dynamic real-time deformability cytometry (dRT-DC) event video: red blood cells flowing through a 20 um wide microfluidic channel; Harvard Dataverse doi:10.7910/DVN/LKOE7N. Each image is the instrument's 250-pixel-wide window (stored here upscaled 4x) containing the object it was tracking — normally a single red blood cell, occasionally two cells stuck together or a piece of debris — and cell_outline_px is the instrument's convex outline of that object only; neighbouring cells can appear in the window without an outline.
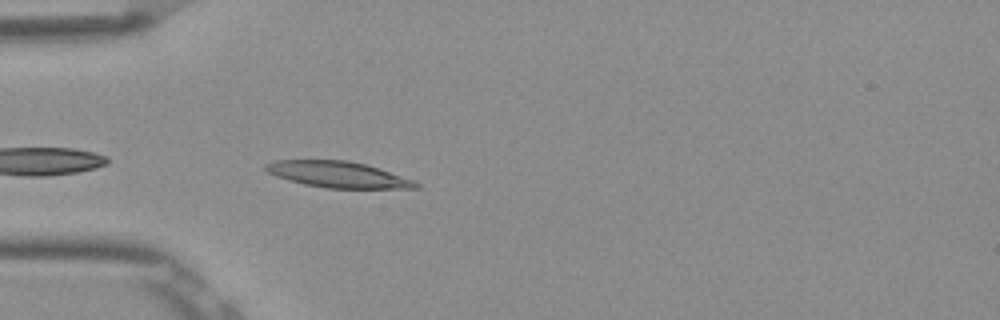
{"species": "Egyptian fruit bat (a non-hibernating species)", "species_latin": "Rousettus aegyptiacus", "temperature_condition": "room temperature", "stored_images_in_passage": 37, "camera_frame_rate_fps": 3000, "um_per_image_px": 0.085, "frame": {"image": 1, "passage_image": 2, "time_ms": 0.333, "image_size_px": [1000, 320], "cell_outline_px": [[420, 188], [328, 188], [304, 184], [288, 180], [276, 176], [268, 172], [264, 168], [264, 164], [276, 160], [348, 160], [364, 164], [412, 180], [420, 184]], "centroid_in_image_um": [28.66, 14.83], "position_along_channel_um": 56.3, "area_um2": 22.48}}
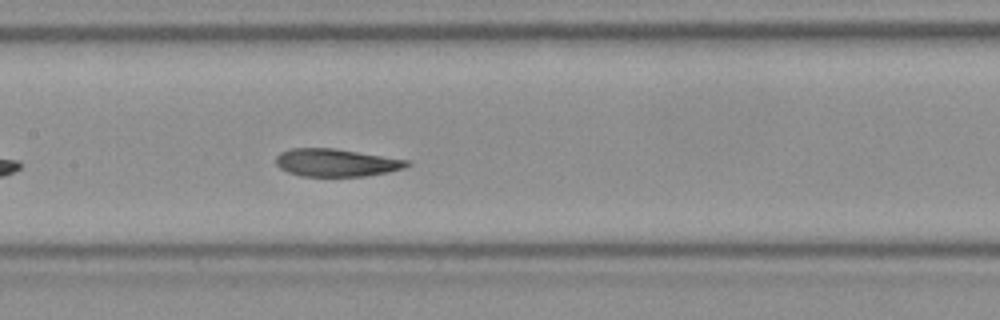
{"frame": {"image": 2, "passage_image": 12, "time_ms": 3.667, "image_size_px": [1000, 320], "cell_outline_px": [[412, 164], [404, 168], [388, 172], [364, 176], [300, 176], [288, 172], [280, 168], [276, 164], [276, 156], [280, 152], [292, 148], [336, 148], [408, 160]], "centroid_in_image_um": [28.57, 13.82], "position_along_channel_um": 178.8, "area_um2": 21.21}}
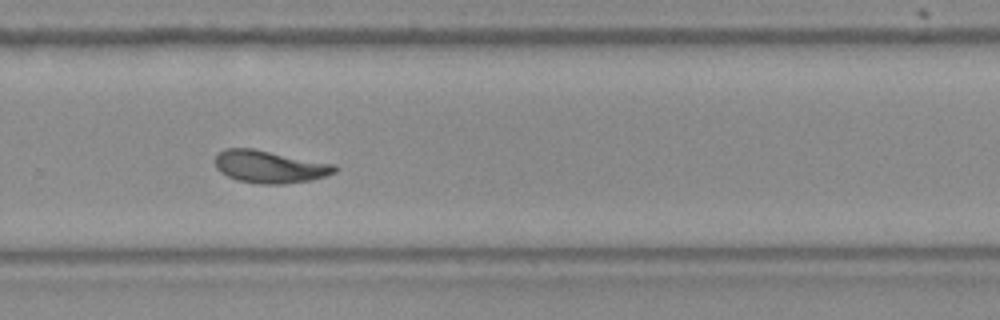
{"frame": {"image": 3, "passage_image": 22, "time_ms": 7.0, "image_size_px": [1000, 320], "cell_outline_px": [[336, 172], [312, 180], [284, 184], [260, 184], [236, 180], [220, 172], [216, 168], [216, 156], [224, 148], [252, 148], [336, 164]], "centroid_in_image_um": [22.93, 14.17], "position_along_channel_um": 306.9, "area_um2": 22.66}, "authors_computed_cell_mechanics": {"area_um2": 21.3282, "velocity_mm_per_s": 3.8529, "shape_relaxation_time_tau1_ms": 4.7998, "shape_relaxation_time_tau2_ms": 1.7672, "deformation_change_tau1": 0.1821, "deformation_change_tau2": 0.0904}}